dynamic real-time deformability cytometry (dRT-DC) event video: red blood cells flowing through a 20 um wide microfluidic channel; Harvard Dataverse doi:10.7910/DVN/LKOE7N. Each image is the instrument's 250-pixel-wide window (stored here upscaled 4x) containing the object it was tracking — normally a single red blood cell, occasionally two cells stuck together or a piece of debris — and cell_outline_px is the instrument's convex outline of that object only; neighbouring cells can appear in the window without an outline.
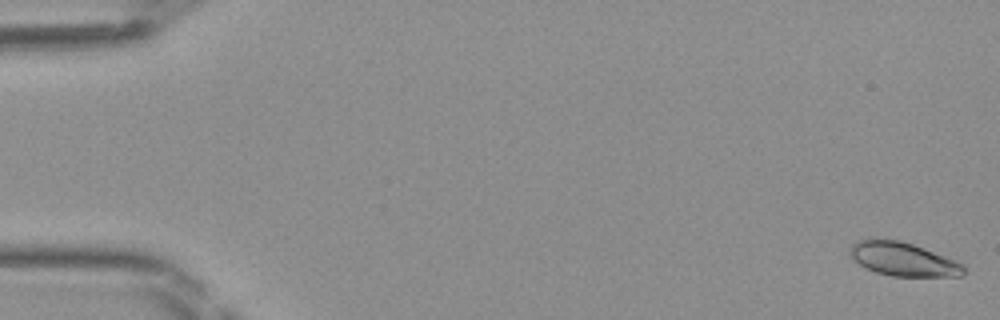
{"species": "Egyptian fruit bat (a non-hibernating species)", "species_latin": "Rousettus aegyptiacus", "temperature_condition": "room temperature", "stored_images_in_passage": 48, "camera_frame_rate_fps": 3000, "um_per_image_px": 0.085, "frame": {"image": 1, "passage_image": 1, "time_ms": 0.0, "image_size_px": [1000, 320], "cell_outline_px": [[964, 272], [960, 276], [892, 276], [876, 272], [864, 268], [848, 252], [852, 244], [856, 240], [900, 240], [924, 248], [964, 264]], "centroid_in_image_um": [76.76, 22.04], "position_along_channel_um": 8.2, "area_um2": 21.91}}
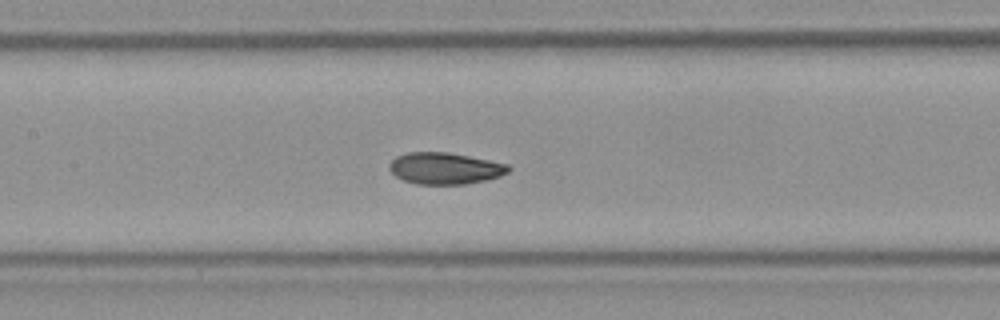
{"frame": {"image": 2, "passage_image": 23, "time_ms": 7.333, "image_size_px": [1000, 320], "cell_outline_px": [[512, 168], [508, 172], [500, 176], [484, 180], [464, 184], [416, 184], [404, 180], [396, 176], [388, 168], [388, 164], [396, 156], [408, 152], [448, 152], [508, 164]], "centroid_in_image_um": [37.8, 14.3], "position_along_channel_um": 169.6, "area_um2": 21.85}}
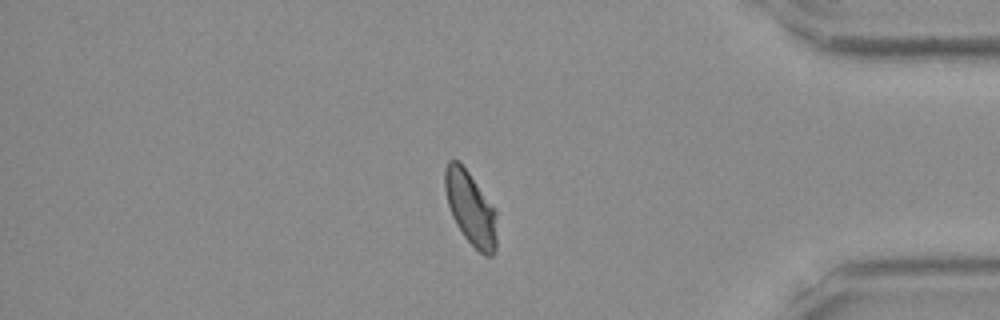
{"frame": {"image": 3, "passage_image": 41, "time_ms": 13.333, "image_size_px": [1000, 320], "cell_outline_px": [[496, 248], [492, 256], [484, 256], [464, 236], [456, 224], [452, 216], [448, 204], [444, 188], [444, 168], [448, 160], [456, 160], [468, 172], [496, 212]], "centroid_in_image_um": [39.97, 17.72], "position_along_channel_um": 395.2, "area_um2": 21.79}}